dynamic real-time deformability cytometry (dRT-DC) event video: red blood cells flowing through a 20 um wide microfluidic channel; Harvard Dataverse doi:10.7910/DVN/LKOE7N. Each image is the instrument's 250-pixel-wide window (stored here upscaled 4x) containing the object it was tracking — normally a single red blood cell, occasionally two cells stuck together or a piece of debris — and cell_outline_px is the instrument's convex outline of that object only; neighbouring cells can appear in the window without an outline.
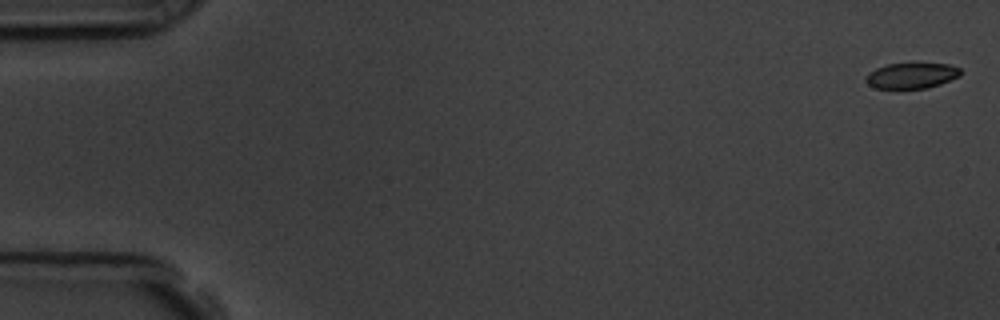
{"species": "common noctule bat (a hibernating species)", "species_latin": "Nyctalus noctula", "temperature_condition": "room temperature", "stored_images_in_passage": 19, "camera_frame_rate_fps": 3000, "um_per_image_px": 0.085, "animal": {"sex": "male", "body_mass_g": 19.5, "forearm_length_mm": 54.6}, "frame": {"image": 1, "passage_image": 1, "time_ms": 0.0, "image_size_px": [1000, 320], "cell_outline_px": [[960, 76], [940, 84], [928, 88], [876, 88], [868, 84], [864, 80], [864, 76], [868, 72], [876, 68], [888, 64], [916, 60], [948, 64], [960, 68]], "centroid_in_image_um": [77.48, 6.37], "position_along_channel_um": 7.5, "area_um2": 14.91}}